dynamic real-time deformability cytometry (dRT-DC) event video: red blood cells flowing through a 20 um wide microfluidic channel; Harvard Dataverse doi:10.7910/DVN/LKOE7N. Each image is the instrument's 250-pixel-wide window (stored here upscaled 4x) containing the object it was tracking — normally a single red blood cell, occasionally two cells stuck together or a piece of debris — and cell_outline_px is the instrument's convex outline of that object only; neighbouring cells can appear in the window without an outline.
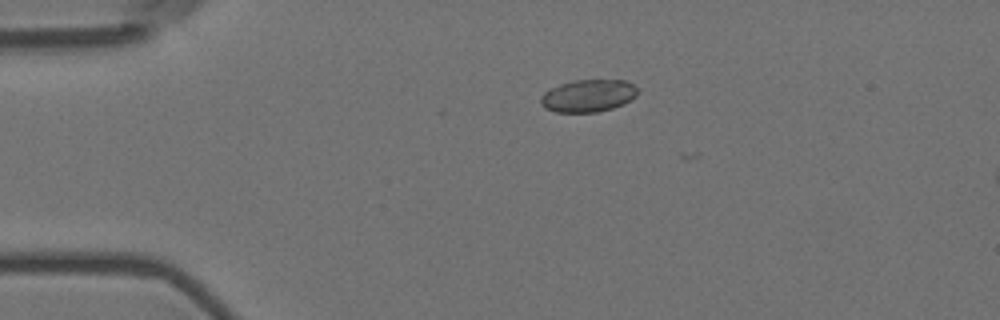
{"species": "Egyptian fruit bat (a non-hibernating species)", "species_latin": "Rousettus aegyptiacus", "temperature_condition": "room temperature", "stored_images_in_passage": 7, "camera_frame_rate_fps": 3000, "um_per_image_px": 0.085, "animal": {"sex": "female"}, "frame": {"image": 1, "passage_image": 1, "time_ms": 0.0, "image_size_px": [1000, 320], "cell_outline_px": [[636, 96], [624, 104], [612, 108], [596, 112], [556, 112], [544, 108], [540, 104], [540, 96], [548, 88], [572, 80], [624, 80], [632, 84], [636, 88]], "centroid_in_image_um": [49.94, 8.14], "position_along_channel_um": 35.1, "area_um2": 18.38}}